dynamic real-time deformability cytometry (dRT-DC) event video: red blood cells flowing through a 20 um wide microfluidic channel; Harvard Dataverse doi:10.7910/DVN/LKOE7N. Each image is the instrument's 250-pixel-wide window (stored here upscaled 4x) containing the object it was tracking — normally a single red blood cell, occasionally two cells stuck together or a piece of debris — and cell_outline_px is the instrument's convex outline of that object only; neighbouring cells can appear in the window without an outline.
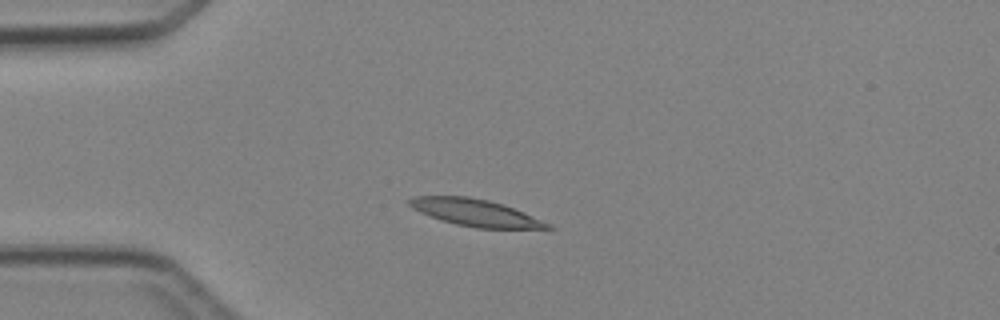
{"species": "Egyptian fruit bat (a non-hibernating species)", "species_latin": "Rousettus aegyptiacus", "temperature_condition": "cold", "stored_images_in_passage": 4, "camera_frame_rate_fps": 3000, "um_per_image_px": 0.085, "animal": {"sex": "female"}, "frame": {"image": 1, "passage_image": 3, "time_ms": 3.333, "image_size_px": [1000, 320], "cell_outline_px": [[556, 228], [476, 228], [456, 224], [440, 220], [420, 212], [412, 208], [408, 204], [408, 200], [416, 196], [468, 196], [488, 200], [504, 204], [552, 224]], "centroid_in_image_um": [40.41, 18.07], "position_along_channel_um": 44.6, "area_um2": 21.62}}